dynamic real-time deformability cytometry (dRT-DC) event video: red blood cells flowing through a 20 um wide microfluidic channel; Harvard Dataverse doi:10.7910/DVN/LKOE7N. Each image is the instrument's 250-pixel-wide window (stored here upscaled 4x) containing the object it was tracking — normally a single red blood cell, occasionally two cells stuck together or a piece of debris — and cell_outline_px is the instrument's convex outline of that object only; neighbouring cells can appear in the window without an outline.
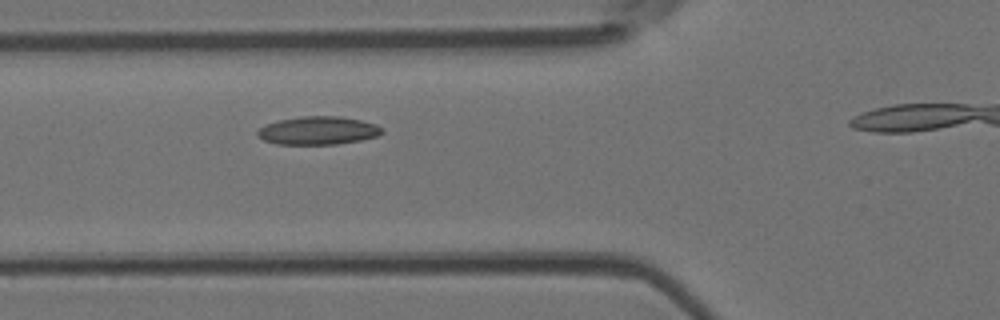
{"species": "Egyptian fruit bat (a non-hibernating species)", "species_latin": "Rousettus aegyptiacus", "temperature_condition": "room temperature", "stored_images_in_passage": 3, "camera_frame_rate_fps": 3000, "um_per_image_px": 0.085, "animal": {"sex": "female"}, "frame": {"image": 1, "passage_image": 2, "time_ms": 1.0, "image_size_px": [1000, 320], "cell_outline_px": [[384, 132], [376, 136], [360, 140], [336, 144], [276, 144], [264, 140], [256, 136], [256, 132], [264, 124], [276, 120], [300, 116], [340, 116], [360, 120], [376, 124], [384, 128]], "centroid_in_image_um": [27.0, 11.09], "position_along_channel_um": 98.8, "area_um2": 20.63}}